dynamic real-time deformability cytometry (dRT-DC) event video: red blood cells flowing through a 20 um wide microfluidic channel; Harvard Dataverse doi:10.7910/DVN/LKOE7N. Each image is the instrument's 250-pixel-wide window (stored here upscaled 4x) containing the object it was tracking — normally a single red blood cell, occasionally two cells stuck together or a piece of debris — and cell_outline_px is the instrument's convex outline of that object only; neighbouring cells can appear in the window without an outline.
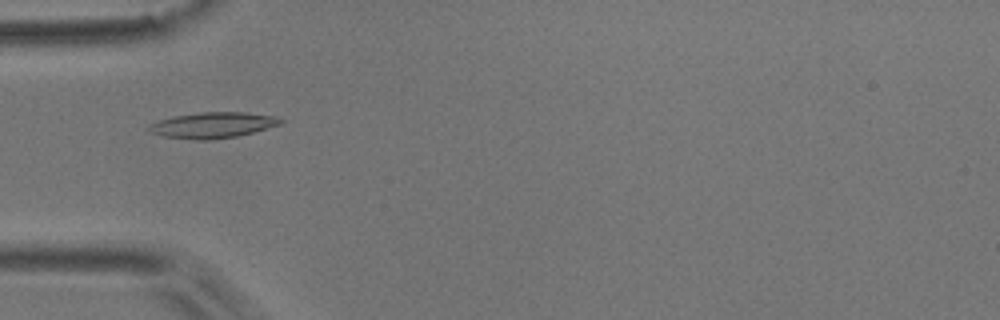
{"species": "common noctule bat (a hibernating species)", "species_latin": "Nyctalus noctula", "temperature_condition": "room temperature", "stored_images_in_passage": 14, "camera_frame_rate_fps": 3000, "um_per_image_px": 0.085, "animal": {"sex": "male", "body_mass_g": 17.9}, "frame": {"image": 1, "passage_image": 4, "time_ms": 1.0, "image_size_px": [1000, 320], "cell_outline_px": [[284, 120], [280, 124], [252, 132], [236, 136], [212, 140], [200, 140], [164, 136], [152, 132], [148, 128], [148, 124], [160, 120], [176, 116], [200, 112], [244, 112], [276, 116]], "centroid_in_image_um": [18.1, 10.63], "position_along_channel_um": 66.9, "area_um2": 19.48}}
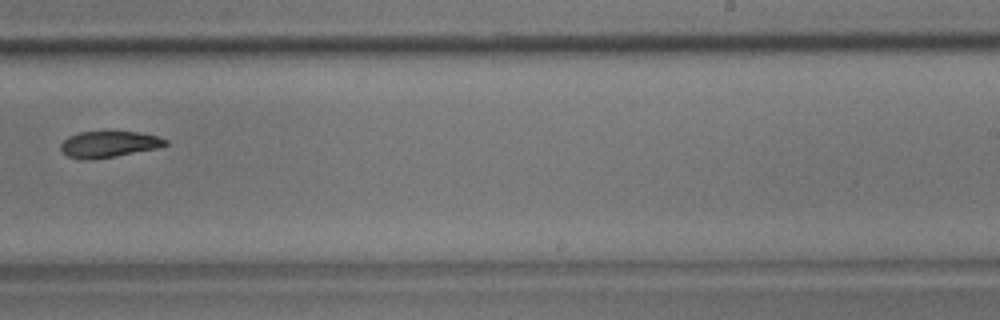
{"frame": {"image": 2, "passage_image": 9, "time_ms": 2.667, "image_size_px": [1000, 320], "cell_outline_px": [[168, 144], [156, 148], [116, 156], [92, 160], [80, 160], [68, 156], [60, 148], [60, 144], [68, 136], [80, 132], [108, 128], [112, 128], [140, 132], [156, 136], [168, 140]], "centroid_in_image_um": [9.23, 12.2], "position_along_channel_um": 279.8, "area_um2": 16.88}}
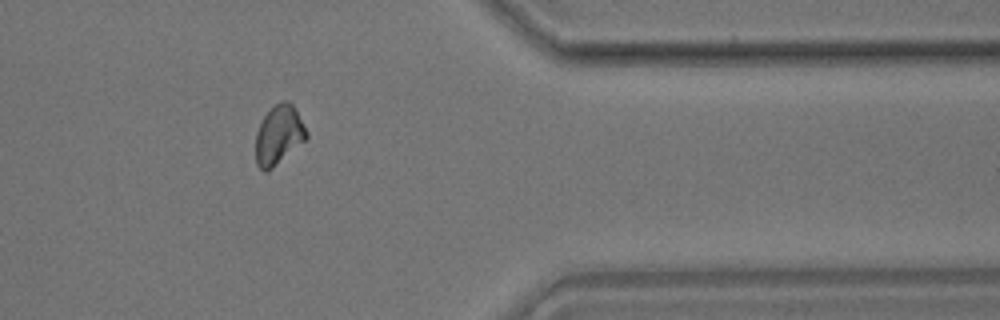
{"frame": {"image": 3, "passage_image": 12, "time_ms": 3.667, "image_size_px": [1000, 320], "cell_outline_px": [[308, 136], [304, 140], [268, 172], [264, 172], [256, 164], [256, 132], [264, 116], [276, 104], [284, 100], [288, 100], [292, 104], [308, 132]], "centroid_in_image_um": [23.68, 11.49], "position_along_channel_um": 387.7, "area_um2": 17.17}}